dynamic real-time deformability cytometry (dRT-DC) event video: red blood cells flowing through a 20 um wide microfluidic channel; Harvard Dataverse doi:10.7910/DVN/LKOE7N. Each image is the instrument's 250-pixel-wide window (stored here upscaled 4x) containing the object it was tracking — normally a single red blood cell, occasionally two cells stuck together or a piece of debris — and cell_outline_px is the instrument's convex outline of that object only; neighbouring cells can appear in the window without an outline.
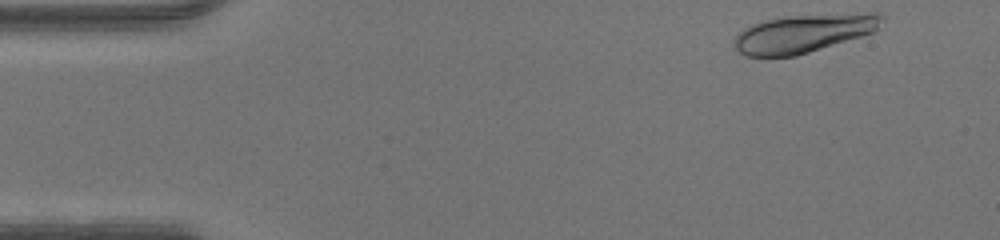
{"species": "human", "species_latin": "Homo sapiens", "temperature_condition": "warm", "stored_images_in_passage": 44, "camera_frame_rate_fps": 3000, "um_per_image_px": 0.085, "donor": {"sex": "male"}, "frame": {"image": 1, "passage_image": 1, "time_ms": 0.0, "image_size_px": [1000, 240], "cell_outline_px": [[884, 20], [876, 32], [796, 56], [744, 56], [736, 48], [732, 40], [744, 28], [752, 24], [764, 20], [784, 16], [868, 12], [884, 12]], "centroid_in_image_um": [68.38, 2.81], "position_along_channel_um": 16.6, "area_um2": 33.41}}
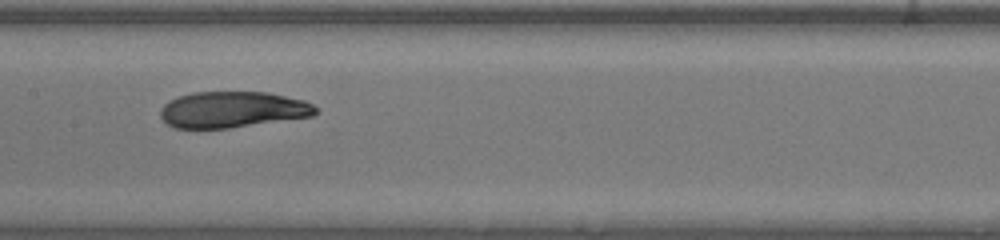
{"frame": {"image": 2, "passage_image": 20, "time_ms": 6.333, "image_size_px": [1000, 240], "cell_outline_px": [[320, 112], [312, 116], [228, 128], [172, 128], [160, 116], [160, 108], [168, 100], [192, 92], [268, 92], [304, 100], [320, 108]], "centroid_in_image_um": [19.78, 9.31], "position_along_channel_um": 187.6, "area_um2": 32.83}}
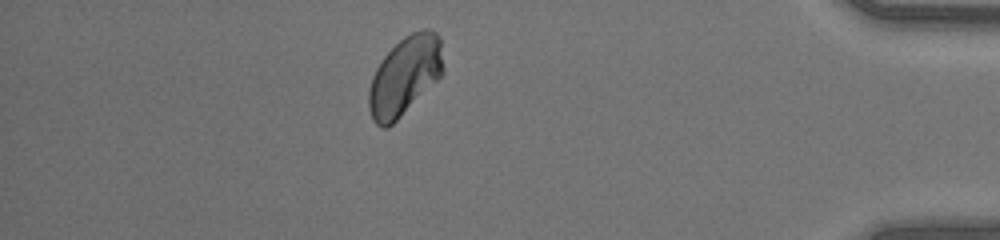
{"frame": {"image": 3, "passage_image": 38, "time_ms": 12.333, "image_size_px": [1000, 240], "cell_outline_px": [[444, 72], [388, 128], [380, 128], [372, 120], [368, 108], [368, 92], [372, 76], [380, 60], [404, 36], [412, 32], [424, 28], [428, 28], [436, 32], [440, 40], [444, 68]], "centroid_in_image_um": [34.38, 6.44], "position_along_channel_um": 400.8, "area_um2": 33.93}}